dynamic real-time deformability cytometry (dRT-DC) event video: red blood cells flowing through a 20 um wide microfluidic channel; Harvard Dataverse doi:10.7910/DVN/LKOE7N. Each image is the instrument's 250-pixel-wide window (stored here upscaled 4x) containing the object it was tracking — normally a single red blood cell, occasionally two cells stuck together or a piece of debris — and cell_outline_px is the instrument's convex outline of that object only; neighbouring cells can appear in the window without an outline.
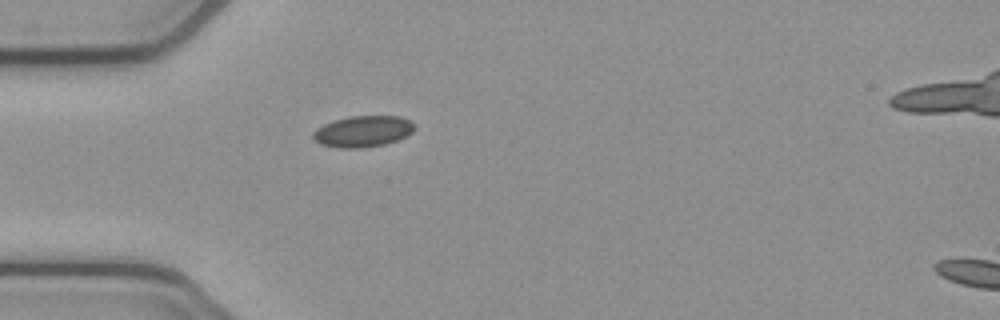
{"species": "common noctule bat (a hibernating species)", "species_latin": "Nyctalus noctula", "temperature_condition": "cold", "stored_images_in_passage": 2, "segment_of_instrument_passage": [1, 2], "camera_frame_rate_fps": 3000, "um_per_image_px": 0.085, "animal": {"sex": "female", "body_mass_g": 21.9}, "frame": {"image": 1, "passage_image": 1, "time_ms": 0.0, "image_size_px": [1000, 320], "cell_outline_px": [[416, 124], [412, 132], [396, 140], [384, 144], [360, 148], [340, 148], [320, 144], [312, 140], [312, 132], [316, 128], [332, 120], [348, 116], [400, 116]], "centroid_in_image_um": [30.79, 11.16], "position_along_channel_um": 54.2, "area_um2": 18.55}}